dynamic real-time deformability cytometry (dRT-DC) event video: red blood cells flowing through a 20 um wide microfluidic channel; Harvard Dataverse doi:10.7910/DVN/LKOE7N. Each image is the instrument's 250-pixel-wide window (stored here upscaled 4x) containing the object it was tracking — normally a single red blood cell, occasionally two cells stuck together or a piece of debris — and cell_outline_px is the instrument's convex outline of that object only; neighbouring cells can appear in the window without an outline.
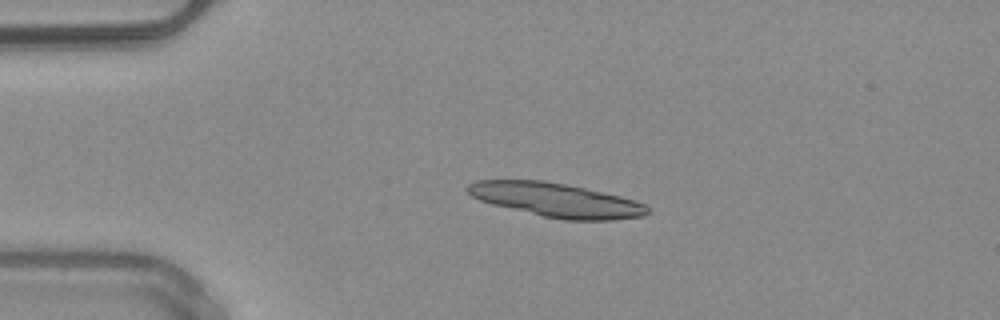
{"species": "common noctule bat (a hibernating species)", "species_latin": "Nyctalus noctula", "temperature_condition": "warm", "stored_images_in_passage": 25, "camera_frame_rate_fps": 3000, "um_per_image_px": 0.085, "animal": {"sex": "male", "body_mass_g": 20.4}, "frame": {"image": 1, "passage_image": 11, "time_ms": 3.333, "image_size_px": [1000, 320], "cell_outline_px": [[648, 212], [644, 216], [612, 220], [564, 220], [544, 216], [492, 204], [480, 200], [472, 196], [464, 188], [468, 184], [476, 180], [544, 180], [584, 188], [620, 196], [636, 200], [644, 204], [648, 208]], "centroid_in_image_um": [47.26, 17.0], "position_along_channel_um": 37.7, "area_um2": 35.37}}